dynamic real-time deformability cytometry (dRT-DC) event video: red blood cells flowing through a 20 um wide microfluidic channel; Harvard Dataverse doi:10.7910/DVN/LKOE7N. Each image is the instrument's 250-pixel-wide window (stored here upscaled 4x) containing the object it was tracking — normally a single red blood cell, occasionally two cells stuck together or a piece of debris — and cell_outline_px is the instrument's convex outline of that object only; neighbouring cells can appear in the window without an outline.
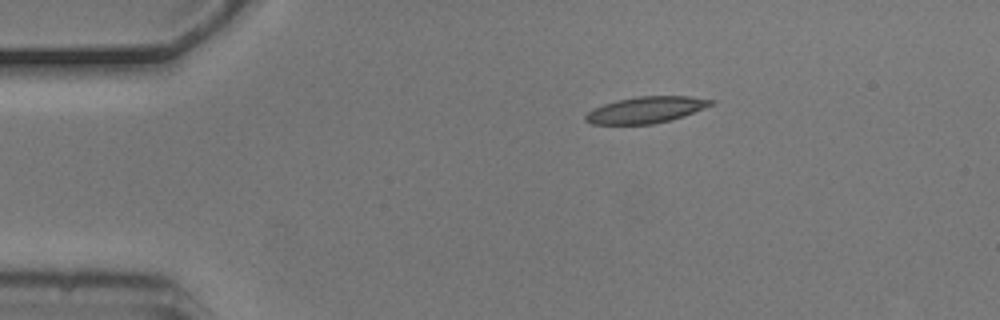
{"species": "common noctule bat (a hibernating species)", "species_latin": "Nyctalus noctula", "temperature_condition": "cold", "stored_images_in_passage": 2, "camera_frame_rate_fps": 3000, "um_per_image_px": 0.085, "animal": {"sex": "male", "body_mass_g": 20.5, "forearm_length_mm": 52.5}, "frame": {"image": 1, "passage_image": 2, "time_ms": 0.333, "image_size_px": [1000, 320], "cell_outline_px": [[716, 100], [712, 104], [684, 116], [652, 124], [592, 124], [584, 120], [584, 116], [592, 108], [616, 100], [636, 96], [692, 96]], "centroid_in_image_um": [54.88, 9.33], "position_along_channel_um": 30.1, "area_um2": 19.25}}